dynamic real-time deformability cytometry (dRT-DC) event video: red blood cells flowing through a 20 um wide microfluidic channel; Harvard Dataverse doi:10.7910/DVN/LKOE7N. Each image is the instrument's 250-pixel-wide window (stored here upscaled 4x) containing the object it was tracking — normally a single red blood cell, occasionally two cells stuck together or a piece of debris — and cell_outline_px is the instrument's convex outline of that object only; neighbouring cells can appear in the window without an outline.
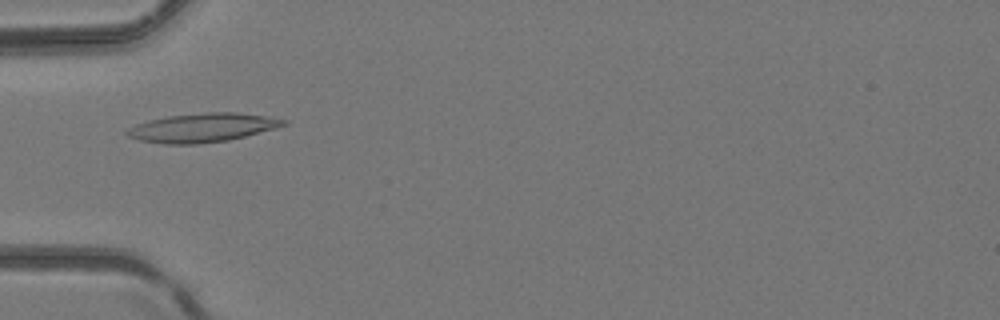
{"species": "common noctule bat (a hibernating species)", "species_latin": "Nyctalus noctula", "temperature_condition": "room temperature", "stored_images_in_passage": 5, "camera_frame_rate_fps": 3000, "um_per_image_px": 0.085, "animal": {"sex": "female", "body_mass_g": 24.6, "forearm_length_mm": 56.2}, "frame": {"image": 1, "passage_image": 5, "time_ms": 1.333, "image_size_px": [1000, 320], "cell_outline_px": [[288, 124], [276, 128], [228, 140], [196, 144], [164, 144], [140, 140], [128, 136], [124, 132], [128, 128], [136, 124], [168, 116], [204, 112], [236, 112], [264, 116], [288, 120]], "centroid_in_image_um": [17.21, 10.85], "position_along_channel_um": 67.8, "area_um2": 26.13}}